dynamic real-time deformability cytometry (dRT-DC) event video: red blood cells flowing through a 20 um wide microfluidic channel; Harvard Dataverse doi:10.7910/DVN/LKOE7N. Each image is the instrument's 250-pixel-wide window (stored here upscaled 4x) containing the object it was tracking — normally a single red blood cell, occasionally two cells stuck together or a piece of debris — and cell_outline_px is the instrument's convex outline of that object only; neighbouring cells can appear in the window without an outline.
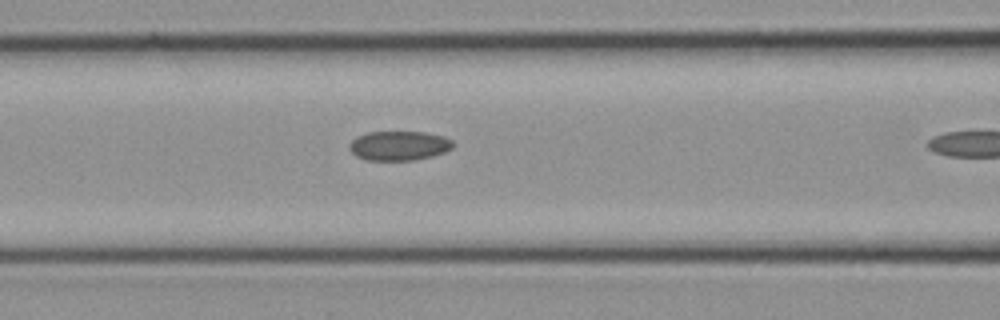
{"species": "common noctule bat (a hibernating species)", "species_latin": "Nyctalus noctula", "temperature_condition": "cold", "stored_images_in_passage": 5, "camera_frame_rate_fps": 3000, "um_per_image_px": 0.085, "animal": {"sex": "female", "body_mass_g": 21.9}, "frame": {"image": 1, "passage_image": 4, "time_ms": 1.0, "image_size_px": [1000, 320], "cell_outline_px": [[452, 148], [444, 152], [432, 156], [416, 160], [364, 160], [356, 156], [348, 148], [348, 144], [356, 136], [368, 132], [424, 132], [444, 136], [452, 140]], "centroid_in_image_um": [33.88, 12.38], "position_along_channel_um": 132.7, "area_um2": 17.86}}